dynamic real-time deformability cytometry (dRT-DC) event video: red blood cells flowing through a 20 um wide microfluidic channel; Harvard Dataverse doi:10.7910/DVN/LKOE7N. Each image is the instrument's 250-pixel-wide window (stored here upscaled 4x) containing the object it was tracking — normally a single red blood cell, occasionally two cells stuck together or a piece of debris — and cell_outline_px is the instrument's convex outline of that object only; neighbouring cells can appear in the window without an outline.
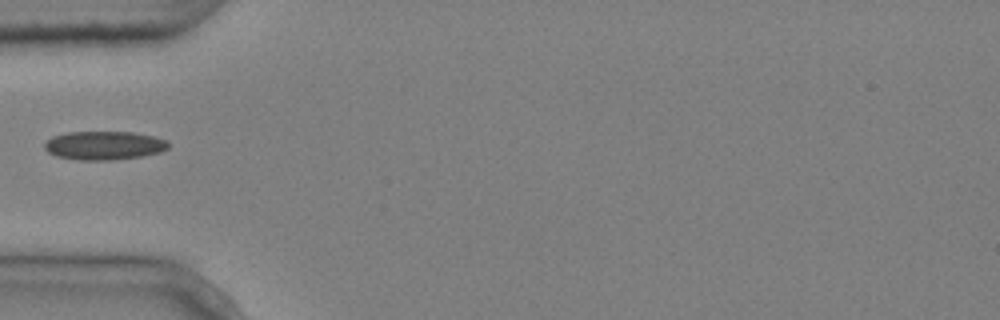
{"species": "common noctule bat (a hibernating species)", "species_latin": "Nyctalus noctula", "temperature_condition": "cold", "stored_images_in_passage": 2, "camera_frame_rate_fps": 3000, "um_per_image_px": 0.085, "animal": {"sex": "male", "body_mass_g": 20.4}, "frame": {"image": 1, "passage_image": 1, "time_ms": 0.0, "image_size_px": [1000, 320], "cell_outline_px": [[168, 148], [160, 152], [144, 156], [112, 160], [80, 160], [56, 156], [48, 152], [44, 148], [44, 144], [52, 136], [68, 132], [132, 132], [152, 136], [168, 140]], "centroid_in_image_um": [8.85, 12.37], "position_along_channel_um": 76.2, "area_um2": 20.69}}